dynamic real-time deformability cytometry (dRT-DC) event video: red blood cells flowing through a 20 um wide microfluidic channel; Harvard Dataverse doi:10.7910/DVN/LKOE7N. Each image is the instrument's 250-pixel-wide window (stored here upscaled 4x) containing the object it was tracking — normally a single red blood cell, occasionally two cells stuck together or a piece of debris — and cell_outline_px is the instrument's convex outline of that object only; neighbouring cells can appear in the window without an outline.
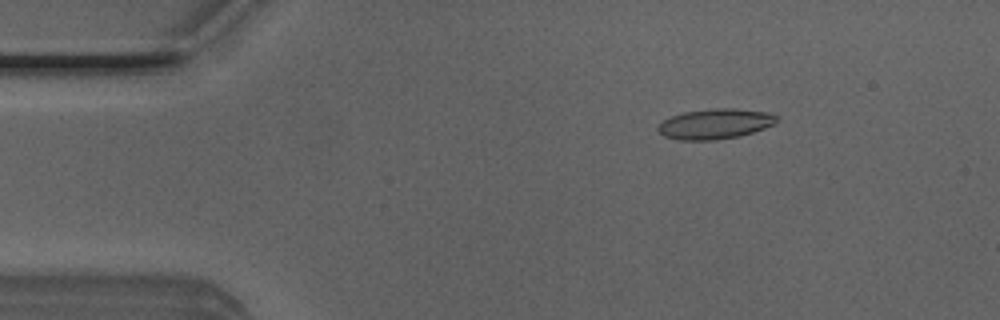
{"species": "Egyptian fruit bat (a non-hibernating species)", "species_latin": "Rousettus aegyptiacus", "temperature_condition": "room temperature", "stored_images_in_passage": 51, "camera_frame_rate_fps": 3000, "um_per_image_px": 0.085, "animal": {"sex": "male"}, "frame": {"image": 1, "passage_image": 7, "time_ms": 2.0, "image_size_px": [1000, 320], "cell_outline_px": [[776, 124], [740, 136], [716, 140], [680, 140], [664, 136], [656, 128], [664, 120], [672, 116], [684, 112], [716, 108], [732, 108], [768, 112], [776, 116]], "centroid_in_image_um": [60.79, 10.53], "position_along_channel_um": 24.2, "area_um2": 20.75}}
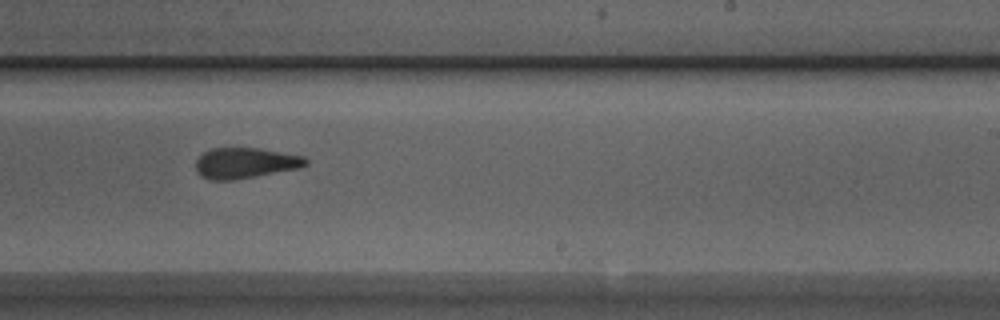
{"frame": {"image": 2, "passage_image": 30, "time_ms": 9.667, "image_size_px": [1000, 320], "cell_outline_px": [[308, 164], [300, 168], [256, 176], [232, 180], [208, 180], [200, 176], [196, 172], [196, 160], [204, 152], [212, 148], [260, 148], [304, 156], [308, 160]], "centroid_in_image_um": [20.84, 13.86], "position_along_channel_um": 268.2, "area_um2": 19.77}}
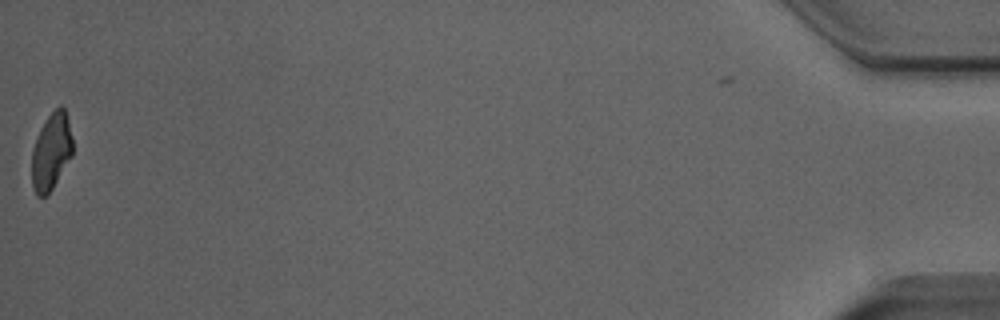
{"frame": {"image": 3, "passage_image": 50, "time_ms": 16.333, "image_size_px": [1000, 320], "cell_outline_px": [[72, 156], [52, 188], [44, 196], [36, 196], [32, 184], [32, 152], [40, 128], [48, 116], [60, 104], [64, 108], [72, 136]], "centroid_in_image_um": [4.35, 12.88], "position_along_channel_um": 430.8, "area_um2": 17.98}, "authors_computed_cell_mechanics": {"area_um2": 20.0566, "velocity_mm_per_s": 4.0319, "shape_relaxation_time_tau1_ms": 4.4522, "shape_relaxation_time_tau2_ms": 1.7832, "deformation_change_tau1": 0.1569, "deformation_change_tau2": 0.112}}